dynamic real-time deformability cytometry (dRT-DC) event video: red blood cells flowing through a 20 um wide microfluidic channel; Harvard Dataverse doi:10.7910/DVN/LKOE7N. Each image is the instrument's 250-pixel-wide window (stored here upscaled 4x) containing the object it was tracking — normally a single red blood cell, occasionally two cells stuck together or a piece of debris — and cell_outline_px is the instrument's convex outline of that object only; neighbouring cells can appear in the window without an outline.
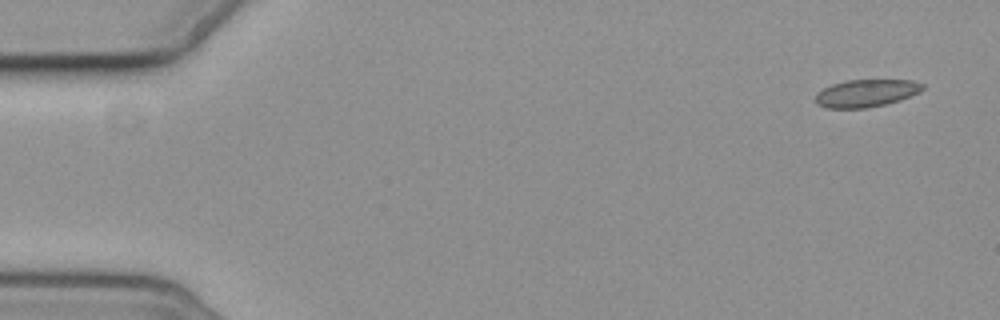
{"species": "common noctule bat (a hibernating species)", "species_latin": "Nyctalus noctula", "temperature_condition": "cold", "stored_images_in_passage": 5, "camera_frame_rate_fps": 3000, "um_per_image_px": 0.085, "animal": {"sex": "female", "body_mass_g": 19.3, "forearm_length_mm": 54.1}, "frame": {"image": 1, "passage_image": 1, "time_ms": 0.0, "image_size_px": [1000, 320], "cell_outline_px": [[924, 88], [920, 92], [900, 100], [868, 108], [828, 108], [816, 104], [816, 92], [832, 84], [848, 80], [912, 80], [924, 84]], "centroid_in_image_um": [73.63, 7.92], "position_along_channel_um": 11.4, "area_um2": 17.17}}
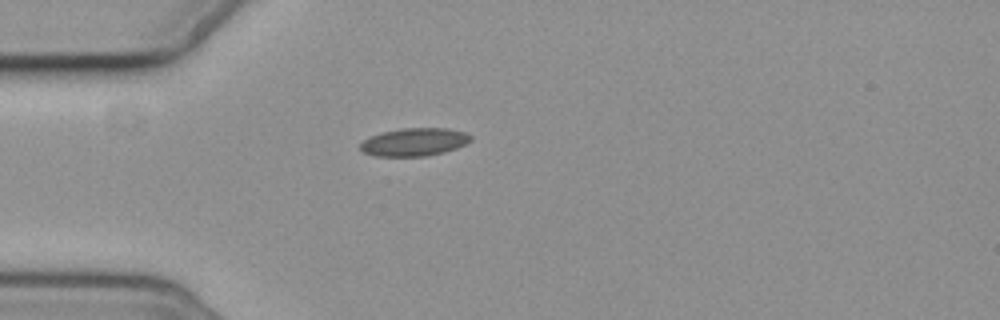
{"frame": {"image": 2, "passage_image": 5, "time_ms": 4.333, "image_size_px": [1000, 320], "cell_outline_px": [[472, 140], [456, 148], [444, 152], [424, 156], [376, 156], [364, 152], [360, 148], [360, 144], [364, 140], [380, 132], [400, 128], [448, 128], [464, 132], [472, 136]], "centroid_in_image_um": [35.22, 12.06], "position_along_channel_um": 49.8, "area_um2": 17.92}}